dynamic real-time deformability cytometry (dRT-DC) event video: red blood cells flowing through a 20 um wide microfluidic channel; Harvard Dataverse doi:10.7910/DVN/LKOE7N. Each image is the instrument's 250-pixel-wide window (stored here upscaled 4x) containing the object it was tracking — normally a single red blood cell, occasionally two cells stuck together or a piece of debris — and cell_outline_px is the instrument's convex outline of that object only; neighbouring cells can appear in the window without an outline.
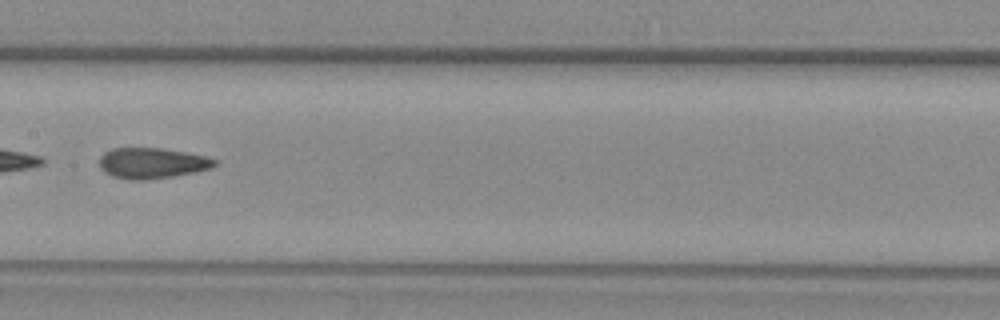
{"species": "common noctule bat (a hibernating species)", "species_latin": "Nyctalus noctula", "temperature_condition": "warm", "stored_images_in_passage": 43, "camera_frame_rate_fps": 3000, "um_per_image_px": 0.085, "animal": {"sex": "female", "body_mass_g": 29.2, "forearm_length_mm": 56.3}, "frame": {"image": 1, "passage_image": 18, "time_ms": 5.667, "image_size_px": [1000, 320], "cell_outline_px": [[216, 164], [212, 168], [196, 172], [148, 180], [128, 180], [112, 176], [104, 172], [100, 168], [100, 156], [104, 152], [112, 148], [164, 148], [204, 156], [216, 160]], "centroid_in_image_um": [12.89, 13.87], "position_along_channel_um": 194.5, "area_um2": 20.69}}
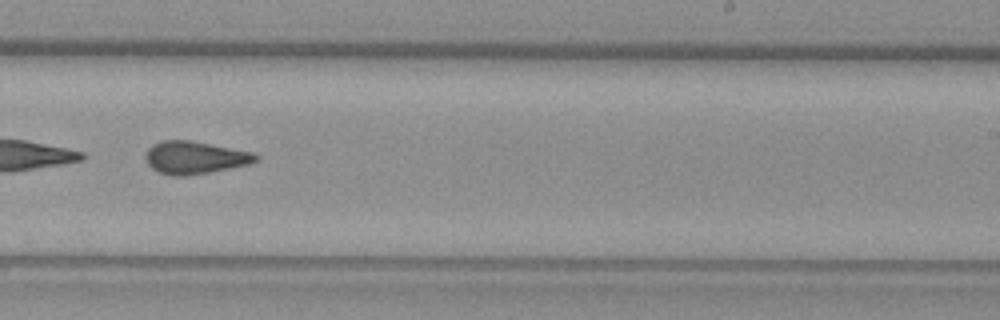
{"frame": {"image": 2, "passage_image": 24, "time_ms": 7.667, "image_size_px": [1000, 320], "cell_outline_px": [[260, 160], [248, 164], [188, 176], [172, 176], [160, 172], [152, 168], [148, 164], [144, 156], [148, 148], [152, 144], [160, 140], [192, 140], [252, 152], [260, 156]], "centroid_in_image_um": [16.54, 13.38], "position_along_channel_um": 272.5, "area_um2": 21.04}}
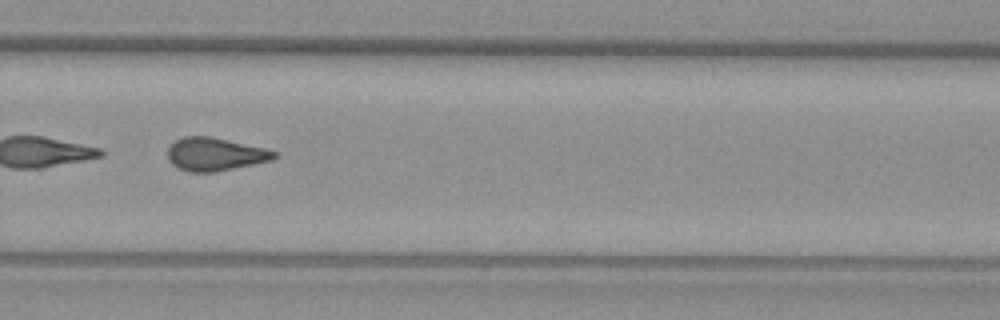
{"frame": {"image": 3, "passage_image": 27, "time_ms": 8.667, "image_size_px": [1000, 320], "cell_outline_px": [[280, 156], [272, 160], [212, 172], [188, 172], [172, 164], [168, 160], [168, 148], [176, 140], [184, 136], [208, 136], [264, 148], [276, 152]], "centroid_in_image_um": [18.27, 13.11], "position_along_channel_um": 311.5, "area_um2": 20.23}, "authors_computed_cell_mechanics": {"area_um2": 21.097, "velocity_mm_per_s": 3.9224, "shape_relaxation_time_tau1_ms": null, "shape_relaxation_time_tau2_ms": 1.9201, "deformation_change_tau1": null, "deformation_change_tau2": 0.0896}}